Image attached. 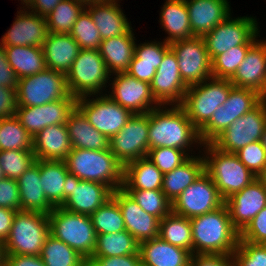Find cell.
I'll list each match as a JSON object with an SVG mask.
<instances>
[{
    "instance_id": "obj_1",
    "label": "cell",
    "mask_w": 266,
    "mask_h": 266,
    "mask_svg": "<svg viewBox=\"0 0 266 266\" xmlns=\"http://www.w3.org/2000/svg\"><path fill=\"white\" fill-rule=\"evenodd\" d=\"M170 106L166 108L162 105L149 112V150L169 147L180 149L189 155L192 144L197 143L200 147L203 145L199 130L180 105Z\"/></svg>"
},
{
    "instance_id": "obj_2",
    "label": "cell",
    "mask_w": 266,
    "mask_h": 266,
    "mask_svg": "<svg viewBox=\"0 0 266 266\" xmlns=\"http://www.w3.org/2000/svg\"><path fill=\"white\" fill-rule=\"evenodd\" d=\"M193 254H233L240 232L233 226L228 207L224 203L218 209L190 219Z\"/></svg>"
},
{
    "instance_id": "obj_3",
    "label": "cell",
    "mask_w": 266,
    "mask_h": 266,
    "mask_svg": "<svg viewBox=\"0 0 266 266\" xmlns=\"http://www.w3.org/2000/svg\"><path fill=\"white\" fill-rule=\"evenodd\" d=\"M64 161L68 172L80 180L102 183L112 191L123 186L124 166L110 149H72Z\"/></svg>"
},
{
    "instance_id": "obj_4",
    "label": "cell",
    "mask_w": 266,
    "mask_h": 266,
    "mask_svg": "<svg viewBox=\"0 0 266 266\" xmlns=\"http://www.w3.org/2000/svg\"><path fill=\"white\" fill-rule=\"evenodd\" d=\"M202 146L205 147L203 148L205 149L204 171L215 183L224 201L257 179L235 153L219 150L212 143H205Z\"/></svg>"
},
{
    "instance_id": "obj_5",
    "label": "cell",
    "mask_w": 266,
    "mask_h": 266,
    "mask_svg": "<svg viewBox=\"0 0 266 266\" xmlns=\"http://www.w3.org/2000/svg\"><path fill=\"white\" fill-rule=\"evenodd\" d=\"M48 216L50 234L66 243L88 261L94 253L97 239L90 215L54 207Z\"/></svg>"
},
{
    "instance_id": "obj_6",
    "label": "cell",
    "mask_w": 266,
    "mask_h": 266,
    "mask_svg": "<svg viewBox=\"0 0 266 266\" xmlns=\"http://www.w3.org/2000/svg\"><path fill=\"white\" fill-rule=\"evenodd\" d=\"M49 235L50 224L47 214L17 211L9 237L3 244L4 254L40 255Z\"/></svg>"
},
{
    "instance_id": "obj_7",
    "label": "cell",
    "mask_w": 266,
    "mask_h": 266,
    "mask_svg": "<svg viewBox=\"0 0 266 266\" xmlns=\"http://www.w3.org/2000/svg\"><path fill=\"white\" fill-rule=\"evenodd\" d=\"M97 49H80L73 61L66 82L69 93L75 98L103 94L111 77Z\"/></svg>"
},
{
    "instance_id": "obj_8",
    "label": "cell",
    "mask_w": 266,
    "mask_h": 266,
    "mask_svg": "<svg viewBox=\"0 0 266 266\" xmlns=\"http://www.w3.org/2000/svg\"><path fill=\"white\" fill-rule=\"evenodd\" d=\"M232 87L229 79L208 78L199 84L188 86L180 106L193 125L200 130L211 119L215 110L227 100Z\"/></svg>"
},
{
    "instance_id": "obj_9",
    "label": "cell",
    "mask_w": 266,
    "mask_h": 266,
    "mask_svg": "<svg viewBox=\"0 0 266 266\" xmlns=\"http://www.w3.org/2000/svg\"><path fill=\"white\" fill-rule=\"evenodd\" d=\"M258 27L253 16L233 19L229 15L203 36L210 60L236 46H253L258 41Z\"/></svg>"
},
{
    "instance_id": "obj_10",
    "label": "cell",
    "mask_w": 266,
    "mask_h": 266,
    "mask_svg": "<svg viewBox=\"0 0 266 266\" xmlns=\"http://www.w3.org/2000/svg\"><path fill=\"white\" fill-rule=\"evenodd\" d=\"M70 95L66 75L46 68L35 75L18 79L16 96L18 106H39Z\"/></svg>"
},
{
    "instance_id": "obj_11",
    "label": "cell",
    "mask_w": 266,
    "mask_h": 266,
    "mask_svg": "<svg viewBox=\"0 0 266 266\" xmlns=\"http://www.w3.org/2000/svg\"><path fill=\"white\" fill-rule=\"evenodd\" d=\"M264 97L258 92L233 86L223 105L219 106L211 119L199 130L203 144L211 143L234 121L255 108Z\"/></svg>"
},
{
    "instance_id": "obj_12",
    "label": "cell",
    "mask_w": 266,
    "mask_h": 266,
    "mask_svg": "<svg viewBox=\"0 0 266 266\" xmlns=\"http://www.w3.org/2000/svg\"><path fill=\"white\" fill-rule=\"evenodd\" d=\"M266 126V98L239 117L211 143L219 150L236 153L246 145L261 141Z\"/></svg>"
},
{
    "instance_id": "obj_13",
    "label": "cell",
    "mask_w": 266,
    "mask_h": 266,
    "mask_svg": "<svg viewBox=\"0 0 266 266\" xmlns=\"http://www.w3.org/2000/svg\"><path fill=\"white\" fill-rule=\"evenodd\" d=\"M85 96L77 99V108L89 123L109 140L117 134L133 116V113L116 103L107 94L96 95L95 99Z\"/></svg>"
},
{
    "instance_id": "obj_14",
    "label": "cell",
    "mask_w": 266,
    "mask_h": 266,
    "mask_svg": "<svg viewBox=\"0 0 266 266\" xmlns=\"http://www.w3.org/2000/svg\"><path fill=\"white\" fill-rule=\"evenodd\" d=\"M149 112L133 114L109 141V149L123 165L145 158L149 150Z\"/></svg>"
},
{
    "instance_id": "obj_15",
    "label": "cell",
    "mask_w": 266,
    "mask_h": 266,
    "mask_svg": "<svg viewBox=\"0 0 266 266\" xmlns=\"http://www.w3.org/2000/svg\"><path fill=\"white\" fill-rule=\"evenodd\" d=\"M224 203L215 183L204 171L172 203V212L191 219L214 211Z\"/></svg>"
},
{
    "instance_id": "obj_16",
    "label": "cell",
    "mask_w": 266,
    "mask_h": 266,
    "mask_svg": "<svg viewBox=\"0 0 266 266\" xmlns=\"http://www.w3.org/2000/svg\"><path fill=\"white\" fill-rule=\"evenodd\" d=\"M170 48L176 54L181 78L187 86L212 77L211 60L203 37L174 41Z\"/></svg>"
},
{
    "instance_id": "obj_17",
    "label": "cell",
    "mask_w": 266,
    "mask_h": 266,
    "mask_svg": "<svg viewBox=\"0 0 266 266\" xmlns=\"http://www.w3.org/2000/svg\"><path fill=\"white\" fill-rule=\"evenodd\" d=\"M62 208L79 214L91 215L112 197L113 191L106 185L80 180L68 173L65 178Z\"/></svg>"
},
{
    "instance_id": "obj_18",
    "label": "cell",
    "mask_w": 266,
    "mask_h": 266,
    "mask_svg": "<svg viewBox=\"0 0 266 266\" xmlns=\"http://www.w3.org/2000/svg\"><path fill=\"white\" fill-rule=\"evenodd\" d=\"M113 75L116 76L109 84L112 85V92L108 96L123 108L129 109L133 114H146L162 106L153 96L149 83L126 72Z\"/></svg>"
},
{
    "instance_id": "obj_19",
    "label": "cell",
    "mask_w": 266,
    "mask_h": 266,
    "mask_svg": "<svg viewBox=\"0 0 266 266\" xmlns=\"http://www.w3.org/2000/svg\"><path fill=\"white\" fill-rule=\"evenodd\" d=\"M77 107V98L71 94L39 106H17L16 117L20 124L34 137L47 126L66 124L69 115Z\"/></svg>"
},
{
    "instance_id": "obj_20",
    "label": "cell",
    "mask_w": 266,
    "mask_h": 266,
    "mask_svg": "<svg viewBox=\"0 0 266 266\" xmlns=\"http://www.w3.org/2000/svg\"><path fill=\"white\" fill-rule=\"evenodd\" d=\"M150 86L153 96L161 105L170 107L183 102L188 86L181 78L176 54L171 48L164 54Z\"/></svg>"
},
{
    "instance_id": "obj_21",
    "label": "cell",
    "mask_w": 266,
    "mask_h": 266,
    "mask_svg": "<svg viewBox=\"0 0 266 266\" xmlns=\"http://www.w3.org/2000/svg\"><path fill=\"white\" fill-rule=\"evenodd\" d=\"M112 197L118 203L126 230L140 244L159 236V219L148 214L122 188L113 191Z\"/></svg>"
},
{
    "instance_id": "obj_22",
    "label": "cell",
    "mask_w": 266,
    "mask_h": 266,
    "mask_svg": "<svg viewBox=\"0 0 266 266\" xmlns=\"http://www.w3.org/2000/svg\"><path fill=\"white\" fill-rule=\"evenodd\" d=\"M17 12L13 25L3 35L0 44L4 47H42L49 34L46 18L24 8Z\"/></svg>"
},
{
    "instance_id": "obj_23",
    "label": "cell",
    "mask_w": 266,
    "mask_h": 266,
    "mask_svg": "<svg viewBox=\"0 0 266 266\" xmlns=\"http://www.w3.org/2000/svg\"><path fill=\"white\" fill-rule=\"evenodd\" d=\"M233 226L241 232L266 206V188L255 179L243 190L225 200Z\"/></svg>"
},
{
    "instance_id": "obj_24",
    "label": "cell",
    "mask_w": 266,
    "mask_h": 266,
    "mask_svg": "<svg viewBox=\"0 0 266 266\" xmlns=\"http://www.w3.org/2000/svg\"><path fill=\"white\" fill-rule=\"evenodd\" d=\"M235 87L251 89L266 98V40H258L229 79Z\"/></svg>"
},
{
    "instance_id": "obj_25",
    "label": "cell",
    "mask_w": 266,
    "mask_h": 266,
    "mask_svg": "<svg viewBox=\"0 0 266 266\" xmlns=\"http://www.w3.org/2000/svg\"><path fill=\"white\" fill-rule=\"evenodd\" d=\"M193 36L203 37L224 21L231 9L228 0H185Z\"/></svg>"
},
{
    "instance_id": "obj_26",
    "label": "cell",
    "mask_w": 266,
    "mask_h": 266,
    "mask_svg": "<svg viewBox=\"0 0 266 266\" xmlns=\"http://www.w3.org/2000/svg\"><path fill=\"white\" fill-rule=\"evenodd\" d=\"M119 0L90 2L85 9L90 13L92 21L100 31L102 40L128 34L132 29L131 22L118 4Z\"/></svg>"
},
{
    "instance_id": "obj_27",
    "label": "cell",
    "mask_w": 266,
    "mask_h": 266,
    "mask_svg": "<svg viewBox=\"0 0 266 266\" xmlns=\"http://www.w3.org/2000/svg\"><path fill=\"white\" fill-rule=\"evenodd\" d=\"M71 150L66 124L47 126L33 137V153L38 160L64 161Z\"/></svg>"
},
{
    "instance_id": "obj_28",
    "label": "cell",
    "mask_w": 266,
    "mask_h": 266,
    "mask_svg": "<svg viewBox=\"0 0 266 266\" xmlns=\"http://www.w3.org/2000/svg\"><path fill=\"white\" fill-rule=\"evenodd\" d=\"M142 266H190L192 253L159 236L139 244Z\"/></svg>"
},
{
    "instance_id": "obj_29",
    "label": "cell",
    "mask_w": 266,
    "mask_h": 266,
    "mask_svg": "<svg viewBox=\"0 0 266 266\" xmlns=\"http://www.w3.org/2000/svg\"><path fill=\"white\" fill-rule=\"evenodd\" d=\"M42 50L47 68L66 75L80 47L70 34L49 32Z\"/></svg>"
},
{
    "instance_id": "obj_30",
    "label": "cell",
    "mask_w": 266,
    "mask_h": 266,
    "mask_svg": "<svg viewBox=\"0 0 266 266\" xmlns=\"http://www.w3.org/2000/svg\"><path fill=\"white\" fill-rule=\"evenodd\" d=\"M134 32L102 40L98 49L111 75L125 73L135 55Z\"/></svg>"
},
{
    "instance_id": "obj_31",
    "label": "cell",
    "mask_w": 266,
    "mask_h": 266,
    "mask_svg": "<svg viewBox=\"0 0 266 266\" xmlns=\"http://www.w3.org/2000/svg\"><path fill=\"white\" fill-rule=\"evenodd\" d=\"M20 210L49 214L54 207L47 201L40 181V168L35 162L18 179Z\"/></svg>"
},
{
    "instance_id": "obj_32",
    "label": "cell",
    "mask_w": 266,
    "mask_h": 266,
    "mask_svg": "<svg viewBox=\"0 0 266 266\" xmlns=\"http://www.w3.org/2000/svg\"><path fill=\"white\" fill-rule=\"evenodd\" d=\"M72 149H109V138L92 126L76 107L66 122Z\"/></svg>"
},
{
    "instance_id": "obj_33",
    "label": "cell",
    "mask_w": 266,
    "mask_h": 266,
    "mask_svg": "<svg viewBox=\"0 0 266 266\" xmlns=\"http://www.w3.org/2000/svg\"><path fill=\"white\" fill-rule=\"evenodd\" d=\"M204 172V159L191 155L171 172L163 174L162 192L173 203Z\"/></svg>"
},
{
    "instance_id": "obj_34",
    "label": "cell",
    "mask_w": 266,
    "mask_h": 266,
    "mask_svg": "<svg viewBox=\"0 0 266 266\" xmlns=\"http://www.w3.org/2000/svg\"><path fill=\"white\" fill-rule=\"evenodd\" d=\"M159 20L161 27L168 34L164 40L166 43L194 37L185 0H166Z\"/></svg>"
},
{
    "instance_id": "obj_35",
    "label": "cell",
    "mask_w": 266,
    "mask_h": 266,
    "mask_svg": "<svg viewBox=\"0 0 266 266\" xmlns=\"http://www.w3.org/2000/svg\"><path fill=\"white\" fill-rule=\"evenodd\" d=\"M163 173L147 157L124 166V190H161Z\"/></svg>"
},
{
    "instance_id": "obj_36",
    "label": "cell",
    "mask_w": 266,
    "mask_h": 266,
    "mask_svg": "<svg viewBox=\"0 0 266 266\" xmlns=\"http://www.w3.org/2000/svg\"><path fill=\"white\" fill-rule=\"evenodd\" d=\"M40 181L47 201L53 207L63 204V190L66 175L69 173L65 161L38 160Z\"/></svg>"
},
{
    "instance_id": "obj_37",
    "label": "cell",
    "mask_w": 266,
    "mask_h": 266,
    "mask_svg": "<svg viewBox=\"0 0 266 266\" xmlns=\"http://www.w3.org/2000/svg\"><path fill=\"white\" fill-rule=\"evenodd\" d=\"M7 61L18 79L35 75L47 68L42 47H4Z\"/></svg>"
},
{
    "instance_id": "obj_38",
    "label": "cell",
    "mask_w": 266,
    "mask_h": 266,
    "mask_svg": "<svg viewBox=\"0 0 266 266\" xmlns=\"http://www.w3.org/2000/svg\"><path fill=\"white\" fill-rule=\"evenodd\" d=\"M192 229L189 218L171 212L159 221V237L193 254Z\"/></svg>"
},
{
    "instance_id": "obj_39",
    "label": "cell",
    "mask_w": 266,
    "mask_h": 266,
    "mask_svg": "<svg viewBox=\"0 0 266 266\" xmlns=\"http://www.w3.org/2000/svg\"><path fill=\"white\" fill-rule=\"evenodd\" d=\"M139 253V243L127 231L97 235L92 256H124Z\"/></svg>"
},
{
    "instance_id": "obj_40",
    "label": "cell",
    "mask_w": 266,
    "mask_h": 266,
    "mask_svg": "<svg viewBox=\"0 0 266 266\" xmlns=\"http://www.w3.org/2000/svg\"><path fill=\"white\" fill-rule=\"evenodd\" d=\"M45 266H87V260L77 251L51 234L47 237L40 254Z\"/></svg>"
},
{
    "instance_id": "obj_41",
    "label": "cell",
    "mask_w": 266,
    "mask_h": 266,
    "mask_svg": "<svg viewBox=\"0 0 266 266\" xmlns=\"http://www.w3.org/2000/svg\"><path fill=\"white\" fill-rule=\"evenodd\" d=\"M33 151V137L16 116L0 119V151Z\"/></svg>"
},
{
    "instance_id": "obj_42",
    "label": "cell",
    "mask_w": 266,
    "mask_h": 266,
    "mask_svg": "<svg viewBox=\"0 0 266 266\" xmlns=\"http://www.w3.org/2000/svg\"><path fill=\"white\" fill-rule=\"evenodd\" d=\"M81 0H62L53 11L46 16L49 32L69 34L78 16L85 9Z\"/></svg>"
},
{
    "instance_id": "obj_43",
    "label": "cell",
    "mask_w": 266,
    "mask_h": 266,
    "mask_svg": "<svg viewBox=\"0 0 266 266\" xmlns=\"http://www.w3.org/2000/svg\"><path fill=\"white\" fill-rule=\"evenodd\" d=\"M90 218L97 235L126 230L118 203L113 197L93 212Z\"/></svg>"
},
{
    "instance_id": "obj_44",
    "label": "cell",
    "mask_w": 266,
    "mask_h": 266,
    "mask_svg": "<svg viewBox=\"0 0 266 266\" xmlns=\"http://www.w3.org/2000/svg\"><path fill=\"white\" fill-rule=\"evenodd\" d=\"M138 205L159 220L172 212V202L162 190H125Z\"/></svg>"
},
{
    "instance_id": "obj_45",
    "label": "cell",
    "mask_w": 266,
    "mask_h": 266,
    "mask_svg": "<svg viewBox=\"0 0 266 266\" xmlns=\"http://www.w3.org/2000/svg\"><path fill=\"white\" fill-rule=\"evenodd\" d=\"M69 34L79 44L80 49L98 50L102 42L100 31L86 9L78 16Z\"/></svg>"
},
{
    "instance_id": "obj_46",
    "label": "cell",
    "mask_w": 266,
    "mask_h": 266,
    "mask_svg": "<svg viewBox=\"0 0 266 266\" xmlns=\"http://www.w3.org/2000/svg\"><path fill=\"white\" fill-rule=\"evenodd\" d=\"M252 46H236L211 61L212 77L230 79Z\"/></svg>"
},
{
    "instance_id": "obj_47",
    "label": "cell",
    "mask_w": 266,
    "mask_h": 266,
    "mask_svg": "<svg viewBox=\"0 0 266 266\" xmlns=\"http://www.w3.org/2000/svg\"><path fill=\"white\" fill-rule=\"evenodd\" d=\"M35 161L33 151H0V167L5 178L17 180Z\"/></svg>"
},
{
    "instance_id": "obj_48",
    "label": "cell",
    "mask_w": 266,
    "mask_h": 266,
    "mask_svg": "<svg viewBox=\"0 0 266 266\" xmlns=\"http://www.w3.org/2000/svg\"><path fill=\"white\" fill-rule=\"evenodd\" d=\"M146 157L165 174L184 163L190 155L180 149L158 147L148 150Z\"/></svg>"
},
{
    "instance_id": "obj_49",
    "label": "cell",
    "mask_w": 266,
    "mask_h": 266,
    "mask_svg": "<svg viewBox=\"0 0 266 266\" xmlns=\"http://www.w3.org/2000/svg\"><path fill=\"white\" fill-rule=\"evenodd\" d=\"M234 266H266V244L239 241L233 252Z\"/></svg>"
},
{
    "instance_id": "obj_50",
    "label": "cell",
    "mask_w": 266,
    "mask_h": 266,
    "mask_svg": "<svg viewBox=\"0 0 266 266\" xmlns=\"http://www.w3.org/2000/svg\"><path fill=\"white\" fill-rule=\"evenodd\" d=\"M170 49V44L157 41L144 42L141 44L136 43L135 55L130 64H147L154 65L157 70L161 64L164 54Z\"/></svg>"
},
{
    "instance_id": "obj_51",
    "label": "cell",
    "mask_w": 266,
    "mask_h": 266,
    "mask_svg": "<svg viewBox=\"0 0 266 266\" xmlns=\"http://www.w3.org/2000/svg\"><path fill=\"white\" fill-rule=\"evenodd\" d=\"M235 155L255 175L258 176L266 165V150L261 141L252 142L238 150Z\"/></svg>"
},
{
    "instance_id": "obj_52",
    "label": "cell",
    "mask_w": 266,
    "mask_h": 266,
    "mask_svg": "<svg viewBox=\"0 0 266 266\" xmlns=\"http://www.w3.org/2000/svg\"><path fill=\"white\" fill-rule=\"evenodd\" d=\"M266 244V206L240 232V240Z\"/></svg>"
},
{
    "instance_id": "obj_53",
    "label": "cell",
    "mask_w": 266,
    "mask_h": 266,
    "mask_svg": "<svg viewBox=\"0 0 266 266\" xmlns=\"http://www.w3.org/2000/svg\"><path fill=\"white\" fill-rule=\"evenodd\" d=\"M0 208L20 211L18 182L15 179H0Z\"/></svg>"
},
{
    "instance_id": "obj_54",
    "label": "cell",
    "mask_w": 266,
    "mask_h": 266,
    "mask_svg": "<svg viewBox=\"0 0 266 266\" xmlns=\"http://www.w3.org/2000/svg\"><path fill=\"white\" fill-rule=\"evenodd\" d=\"M87 266H142L140 254L124 256H92Z\"/></svg>"
},
{
    "instance_id": "obj_55",
    "label": "cell",
    "mask_w": 266,
    "mask_h": 266,
    "mask_svg": "<svg viewBox=\"0 0 266 266\" xmlns=\"http://www.w3.org/2000/svg\"><path fill=\"white\" fill-rule=\"evenodd\" d=\"M190 266H234L233 254H192Z\"/></svg>"
},
{
    "instance_id": "obj_56",
    "label": "cell",
    "mask_w": 266,
    "mask_h": 266,
    "mask_svg": "<svg viewBox=\"0 0 266 266\" xmlns=\"http://www.w3.org/2000/svg\"><path fill=\"white\" fill-rule=\"evenodd\" d=\"M17 106L16 90L0 86V119L16 116Z\"/></svg>"
},
{
    "instance_id": "obj_57",
    "label": "cell",
    "mask_w": 266,
    "mask_h": 266,
    "mask_svg": "<svg viewBox=\"0 0 266 266\" xmlns=\"http://www.w3.org/2000/svg\"><path fill=\"white\" fill-rule=\"evenodd\" d=\"M18 78L7 61L4 46L0 44V86L17 89Z\"/></svg>"
},
{
    "instance_id": "obj_58",
    "label": "cell",
    "mask_w": 266,
    "mask_h": 266,
    "mask_svg": "<svg viewBox=\"0 0 266 266\" xmlns=\"http://www.w3.org/2000/svg\"><path fill=\"white\" fill-rule=\"evenodd\" d=\"M8 266H45L40 255L4 254Z\"/></svg>"
},
{
    "instance_id": "obj_59",
    "label": "cell",
    "mask_w": 266,
    "mask_h": 266,
    "mask_svg": "<svg viewBox=\"0 0 266 266\" xmlns=\"http://www.w3.org/2000/svg\"><path fill=\"white\" fill-rule=\"evenodd\" d=\"M126 73L138 80L151 84L153 77L156 74V69L154 68V65L130 64Z\"/></svg>"
},
{
    "instance_id": "obj_60",
    "label": "cell",
    "mask_w": 266,
    "mask_h": 266,
    "mask_svg": "<svg viewBox=\"0 0 266 266\" xmlns=\"http://www.w3.org/2000/svg\"><path fill=\"white\" fill-rule=\"evenodd\" d=\"M16 212V210L0 208V242L2 244L9 237Z\"/></svg>"
},
{
    "instance_id": "obj_61",
    "label": "cell",
    "mask_w": 266,
    "mask_h": 266,
    "mask_svg": "<svg viewBox=\"0 0 266 266\" xmlns=\"http://www.w3.org/2000/svg\"><path fill=\"white\" fill-rule=\"evenodd\" d=\"M62 0H32L31 5L28 7L32 12L46 17Z\"/></svg>"
},
{
    "instance_id": "obj_62",
    "label": "cell",
    "mask_w": 266,
    "mask_h": 266,
    "mask_svg": "<svg viewBox=\"0 0 266 266\" xmlns=\"http://www.w3.org/2000/svg\"><path fill=\"white\" fill-rule=\"evenodd\" d=\"M257 179L264 185L266 188V165L263 168L262 172L257 176Z\"/></svg>"
},
{
    "instance_id": "obj_63",
    "label": "cell",
    "mask_w": 266,
    "mask_h": 266,
    "mask_svg": "<svg viewBox=\"0 0 266 266\" xmlns=\"http://www.w3.org/2000/svg\"><path fill=\"white\" fill-rule=\"evenodd\" d=\"M261 143H262L263 148L266 150V126L262 134Z\"/></svg>"
},
{
    "instance_id": "obj_64",
    "label": "cell",
    "mask_w": 266,
    "mask_h": 266,
    "mask_svg": "<svg viewBox=\"0 0 266 266\" xmlns=\"http://www.w3.org/2000/svg\"><path fill=\"white\" fill-rule=\"evenodd\" d=\"M21 1H22L21 3L25 5L23 6L25 9H27L32 3V0H21Z\"/></svg>"
},
{
    "instance_id": "obj_65",
    "label": "cell",
    "mask_w": 266,
    "mask_h": 266,
    "mask_svg": "<svg viewBox=\"0 0 266 266\" xmlns=\"http://www.w3.org/2000/svg\"><path fill=\"white\" fill-rule=\"evenodd\" d=\"M4 259L3 244L0 242V262Z\"/></svg>"
},
{
    "instance_id": "obj_66",
    "label": "cell",
    "mask_w": 266,
    "mask_h": 266,
    "mask_svg": "<svg viewBox=\"0 0 266 266\" xmlns=\"http://www.w3.org/2000/svg\"><path fill=\"white\" fill-rule=\"evenodd\" d=\"M85 4L90 3V2H102V1H109V0H81Z\"/></svg>"
},
{
    "instance_id": "obj_67",
    "label": "cell",
    "mask_w": 266,
    "mask_h": 266,
    "mask_svg": "<svg viewBox=\"0 0 266 266\" xmlns=\"http://www.w3.org/2000/svg\"><path fill=\"white\" fill-rule=\"evenodd\" d=\"M0 266H8L5 259H3L1 262H0Z\"/></svg>"
},
{
    "instance_id": "obj_68",
    "label": "cell",
    "mask_w": 266,
    "mask_h": 266,
    "mask_svg": "<svg viewBox=\"0 0 266 266\" xmlns=\"http://www.w3.org/2000/svg\"><path fill=\"white\" fill-rule=\"evenodd\" d=\"M3 178H4V173H3V171H2V169L0 167V179H3Z\"/></svg>"
}]
</instances>
